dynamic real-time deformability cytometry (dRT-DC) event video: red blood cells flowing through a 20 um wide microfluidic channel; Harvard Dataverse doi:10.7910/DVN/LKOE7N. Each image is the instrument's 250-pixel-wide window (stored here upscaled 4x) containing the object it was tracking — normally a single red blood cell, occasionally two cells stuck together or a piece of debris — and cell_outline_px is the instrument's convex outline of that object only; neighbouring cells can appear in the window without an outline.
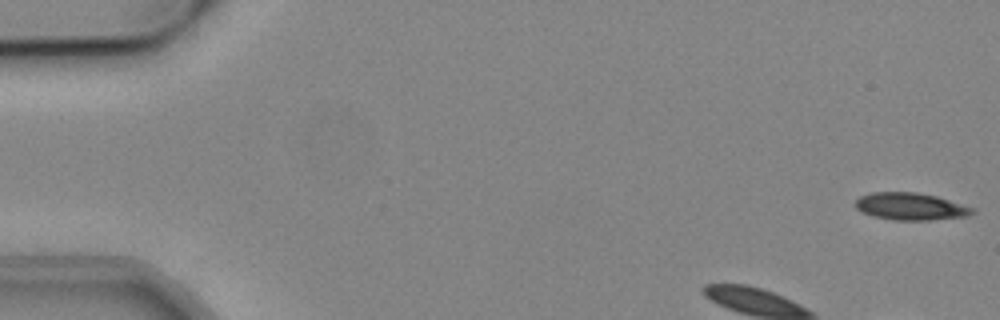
{"species": "common noctule bat (a hibernating species)", "species_latin": "Nyctalus noctula", "temperature_condition": "cold", "stored_images_in_passage": 16, "camera_frame_rate_fps": 3000, "um_per_image_px": 0.085, "animal": {"sex": "male", "body_mass_g": 19.2, "forearm_length_mm": 51.8}, "frame": {"image": 1, "passage_image": 1, "time_ms": 0.0, "image_size_px": [1000, 320], "cell_outline_px": [[976, 212], [968, 216], [932, 220], [892, 220], [872, 216], [860, 212], [856, 208], [856, 200], [860, 196], [872, 192], [916, 192], [936, 196], [976, 208]], "centroid_in_image_um": [77.42, 17.55], "position_along_channel_um": 7.6, "area_um2": 18.79}}